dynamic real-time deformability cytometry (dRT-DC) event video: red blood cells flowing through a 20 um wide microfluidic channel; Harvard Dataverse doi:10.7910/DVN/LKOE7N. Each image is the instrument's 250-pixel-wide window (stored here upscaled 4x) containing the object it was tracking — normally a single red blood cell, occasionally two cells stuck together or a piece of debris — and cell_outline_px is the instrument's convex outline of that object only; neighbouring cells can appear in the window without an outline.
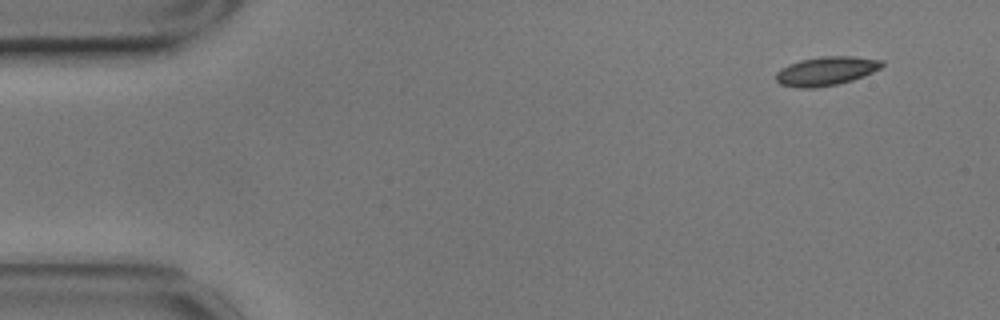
{"species": "common noctule bat (a hibernating species)", "species_latin": "Nyctalus noctula", "temperature_condition": "cold", "stored_images_in_passage": 54, "camera_frame_rate_fps": 3000, "um_per_image_px": 0.085, "animal": {"sex": "male", "body_mass_g": 17.9}, "frame": {"image": 1, "passage_image": 1, "time_ms": 0.0, "image_size_px": [1000, 320], "cell_outline_px": [[884, 64], [880, 68], [872, 72], [852, 80], [836, 84], [816, 88], [796, 88], [780, 84], [776, 80], [776, 72], [780, 68], [788, 64], [800, 60], [820, 56], [852, 56], [884, 60]], "centroid_in_image_um": [70.19, 6.03], "position_along_channel_um": 14.8, "area_um2": 17.92}}
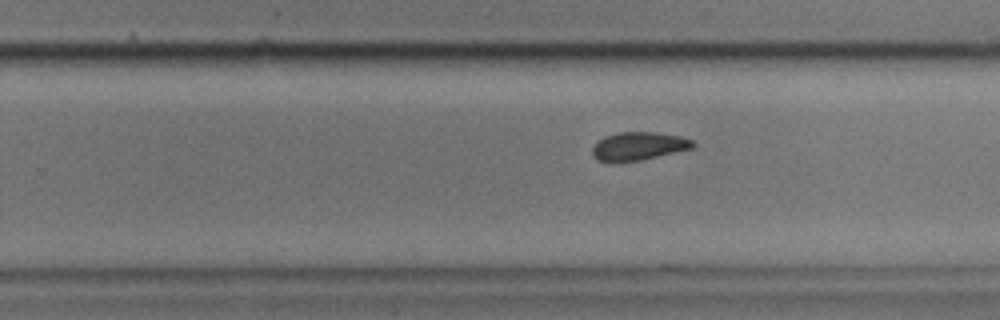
{"frame": {"image": 2, "passage_image": 32, "time_ms": 10.333, "image_size_px": [1000, 320], "cell_outline_px": [[696, 144], [692, 148], [640, 160], [612, 164], [596, 160], [592, 156], [592, 148], [604, 136], [620, 132], [656, 132], [680, 136], [692, 140]], "centroid_in_image_um": [54.22, 12.44], "position_along_channel_um": 275.6, "area_um2": 16.7}}
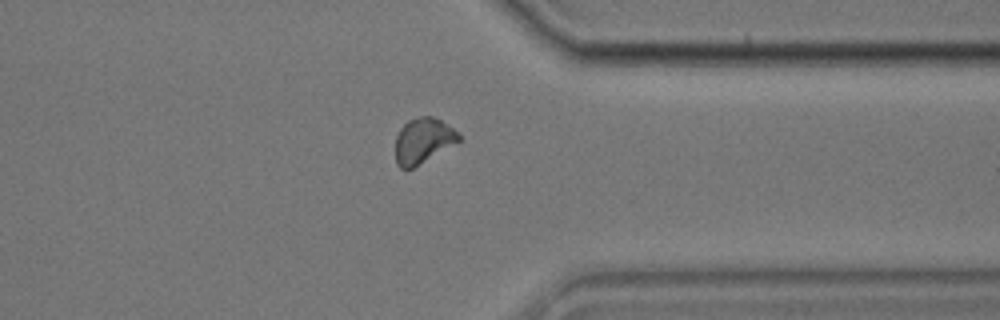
{"frame": {"image": 3, "passage_image": 41, "time_ms": 13.333, "image_size_px": [1000, 320], "cell_outline_px": [[464, 140], [412, 168], [400, 168], [396, 164], [396, 136], [400, 128], [408, 120], [416, 116], [432, 116], [440, 120], [452, 128]], "centroid_in_image_um": [35.98, 11.95], "position_along_channel_um": 375.4, "area_um2": 16.82}, "authors_computed_cell_mechanics": {"area_um2": 17.1088, "velocity_mm_per_s": 3.4935, "shape_relaxation_time_tau1_ms": null, "shape_relaxation_time_tau2_ms": 7.5175, "deformation_change_tau1": null, "deformation_change_tau2": 0.0967}}